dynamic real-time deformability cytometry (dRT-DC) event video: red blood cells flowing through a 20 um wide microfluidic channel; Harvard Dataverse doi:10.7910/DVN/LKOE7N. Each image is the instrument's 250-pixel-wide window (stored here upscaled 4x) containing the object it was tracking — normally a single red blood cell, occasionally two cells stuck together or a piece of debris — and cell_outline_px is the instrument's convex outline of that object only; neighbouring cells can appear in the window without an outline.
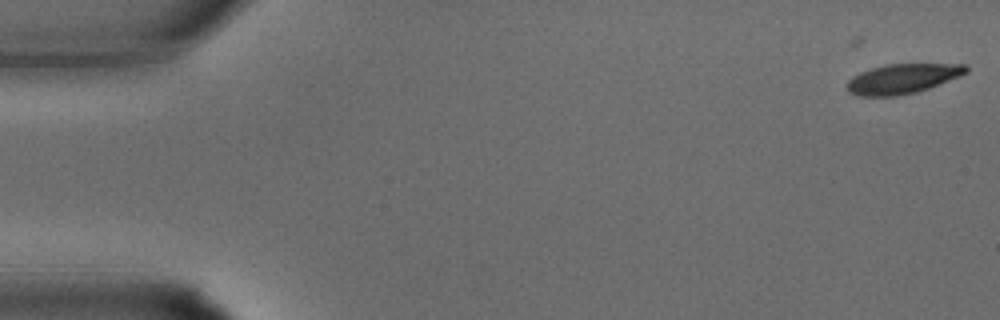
{"species": "common noctule bat (a hibernating species)", "species_latin": "Nyctalus noctula", "temperature_condition": "warm", "stored_images_in_passage": 2, "camera_frame_rate_fps": 3000, "um_per_image_px": 0.085, "animal": {"sex": "male", "body_mass_g": 15.6}, "frame": {"image": 1, "passage_image": 2, "time_ms": 0.333, "image_size_px": [1000, 320], "cell_outline_px": [[968, 72], [960, 76], [928, 88], [916, 92], [896, 96], [860, 96], [848, 92], [848, 80], [852, 76], [860, 72], [872, 68], [888, 64], [968, 64]], "centroid_in_image_um": [76.72, 6.69], "position_along_channel_um": 8.3, "area_um2": 20.52}}